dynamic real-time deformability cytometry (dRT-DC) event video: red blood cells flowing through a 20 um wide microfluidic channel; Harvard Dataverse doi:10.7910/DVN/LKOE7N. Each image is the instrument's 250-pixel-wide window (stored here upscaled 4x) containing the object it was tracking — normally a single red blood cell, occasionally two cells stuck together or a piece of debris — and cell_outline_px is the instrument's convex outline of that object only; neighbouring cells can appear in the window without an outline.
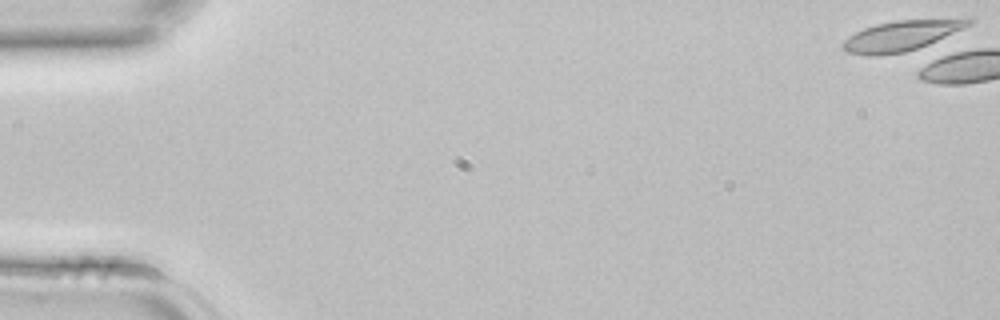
{"species": "common noctule bat (a hibernating species)", "species_latin": "Nyctalus noctula", "temperature_condition": "room temperature", "stored_images_in_passage": 1, "camera_frame_rate_fps": 3000, "um_per_image_px": 0.085, "animal": {"sex": "female", "body_mass_g": 22.7, "forearm_length_mm": 54.2}, "frame": {"image": 1, "passage_image": 1, "time_ms": 0.0, "image_size_px": [1000, 320], "cell_outline_px": [[976, 20], [972, 24], [928, 48], [904, 52], [876, 56], [868, 56], [848, 52], [840, 48], [840, 44], [848, 36], [864, 28], [876, 24], [896, 20], [968, 16], [972, 16]], "centroid_in_image_um": [76.81, 3.01], "position_along_channel_um": 8.2, "area_um2": 23.81}}